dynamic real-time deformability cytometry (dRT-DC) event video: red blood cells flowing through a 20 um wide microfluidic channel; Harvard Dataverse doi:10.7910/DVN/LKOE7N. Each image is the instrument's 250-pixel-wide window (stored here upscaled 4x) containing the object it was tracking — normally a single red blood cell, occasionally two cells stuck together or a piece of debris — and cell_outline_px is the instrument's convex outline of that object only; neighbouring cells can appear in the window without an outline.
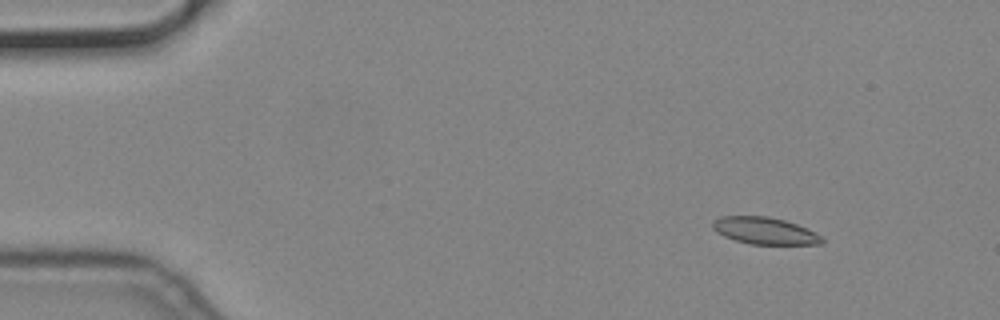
{"species": "common noctule bat (a hibernating species)", "species_latin": "Nyctalus noctula", "temperature_condition": "cold", "stored_images_in_passage": 7, "camera_frame_rate_fps": 3000, "um_per_image_px": 0.085, "animal": {"sex": "male", "body_mass_g": 19.2, "forearm_length_mm": 51.8}, "frame": {"image": 1, "passage_image": 2, "time_ms": 0.333, "image_size_px": [1000, 320], "cell_outline_px": [[824, 244], [752, 244], [736, 240], [724, 236], [716, 232], [712, 228], [712, 220], [720, 216], [768, 216], [784, 220], [796, 224], [816, 232], [824, 236]], "centroid_in_image_um": [65.01, 19.61], "position_along_channel_um": 20.0, "area_um2": 17.28}}
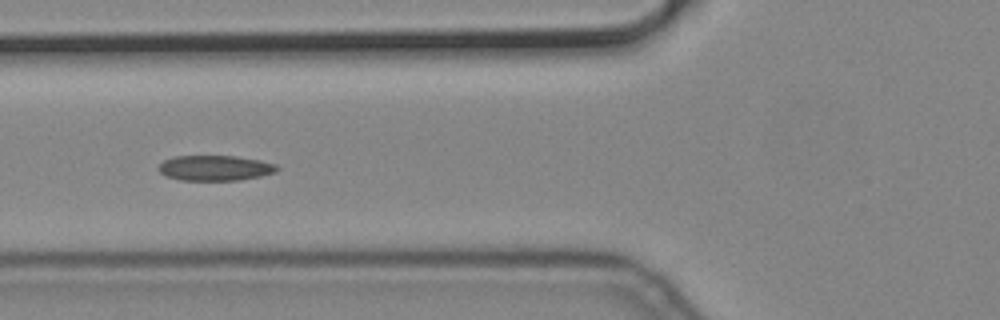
{"frame": {"image": 2, "passage_image": 6, "time_ms": 1.667, "image_size_px": [1000, 320], "cell_outline_px": [[280, 168], [276, 172], [260, 176], [240, 180], [180, 180], [164, 176], [156, 168], [164, 160], [172, 156], [236, 156], [260, 160], [276, 164]], "centroid_in_image_um": [18.26, 14.28], "position_along_channel_um": 107.5, "area_um2": 17.63}}
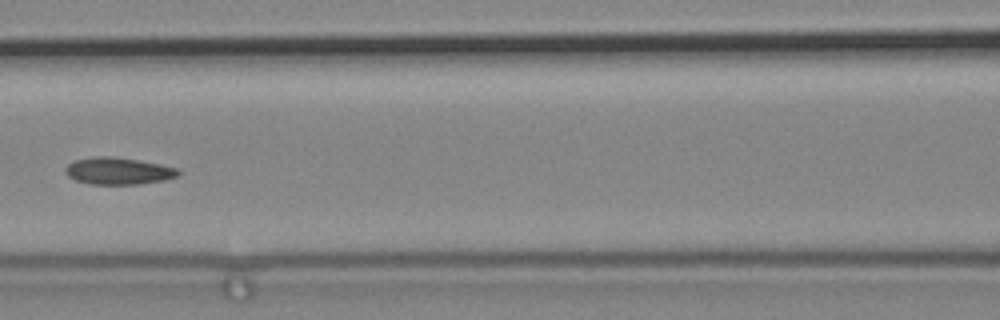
{"frame": {"image": 3, "passage_image": 7, "time_ms": 2.0, "image_size_px": [1000, 320], "cell_outline_px": [[180, 176], [164, 180], [140, 184], [92, 184], [76, 180], [68, 176], [64, 172], [64, 168], [72, 160], [92, 156], [112, 156], [160, 164], [180, 168]], "centroid_in_image_um": [10.05, 14.52], "position_along_channel_um": 156.5, "area_um2": 17.98}}